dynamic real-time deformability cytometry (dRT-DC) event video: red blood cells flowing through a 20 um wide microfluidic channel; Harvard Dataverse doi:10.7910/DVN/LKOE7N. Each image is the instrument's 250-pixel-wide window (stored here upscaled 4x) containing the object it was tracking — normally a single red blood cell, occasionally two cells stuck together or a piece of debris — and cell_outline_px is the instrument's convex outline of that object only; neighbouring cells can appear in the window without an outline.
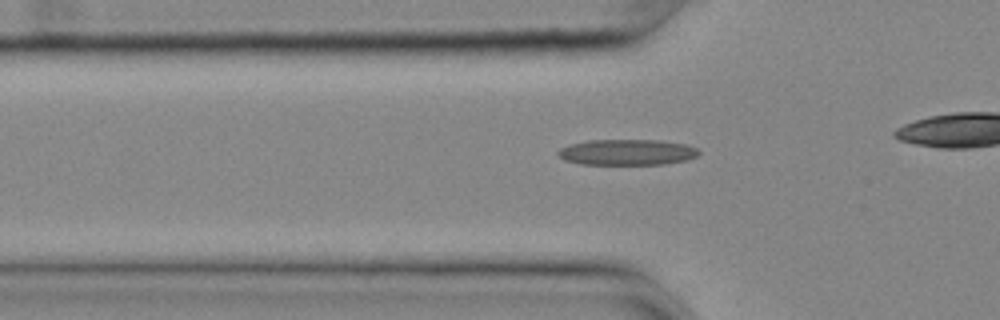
{"species": "common noctule bat (a hibernating species)", "species_latin": "Nyctalus noctula", "temperature_condition": "cold", "stored_images_in_passage": 44, "camera_frame_rate_fps": 3000, "um_per_image_px": 0.085, "animal": {"sex": "female", "body_mass_g": 25.1}, "frame": {"image": 1, "passage_image": 18, "time_ms": 5.667, "image_size_px": [1000, 320], "cell_outline_px": [[700, 152], [696, 156], [688, 160], [664, 164], [580, 164], [564, 160], [556, 152], [560, 148], [568, 144], [588, 140], [660, 140], [684, 144], [696, 148]], "centroid_in_image_um": [53.27, 12.93], "position_along_channel_um": 72.5, "area_um2": 21.21}}
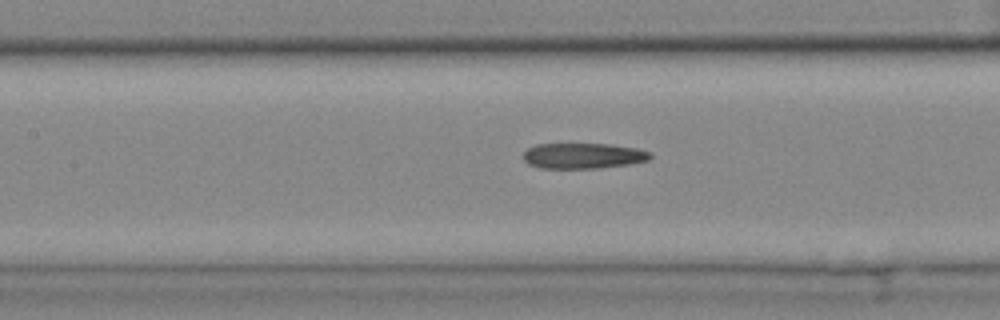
{"frame": {"image": 2, "passage_image": 25, "time_ms": 8.0, "image_size_px": [1000, 320], "cell_outline_px": [[652, 156], [648, 160], [628, 164], [600, 168], [540, 168], [528, 164], [524, 160], [524, 152], [528, 148], [536, 144], [608, 144], [636, 148], [652, 152]], "centroid_in_image_um": [49.57, 13.24], "position_along_channel_um": 157.8, "area_um2": 18.9}}
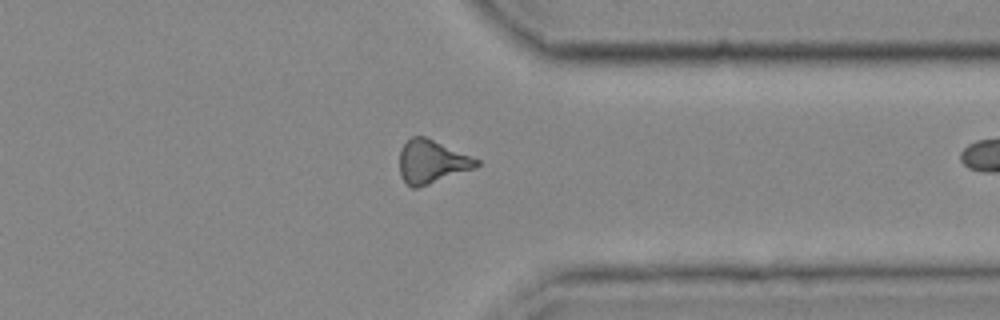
{"frame": {"image": 3, "passage_image": 43, "time_ms": 14.0, "image_size_px": [1000, 320], "cell_outline_px": [[480, 164], [472, 168], [428, 184], [416, 188], [412, 188], [400, 176], [400, 148], [412, 136], [424, 136], [480, 160]], "centroid_in_image_um": [36.65, 13.73], "position_along_channel_um": 374.7, "area_um2": 18.9}}